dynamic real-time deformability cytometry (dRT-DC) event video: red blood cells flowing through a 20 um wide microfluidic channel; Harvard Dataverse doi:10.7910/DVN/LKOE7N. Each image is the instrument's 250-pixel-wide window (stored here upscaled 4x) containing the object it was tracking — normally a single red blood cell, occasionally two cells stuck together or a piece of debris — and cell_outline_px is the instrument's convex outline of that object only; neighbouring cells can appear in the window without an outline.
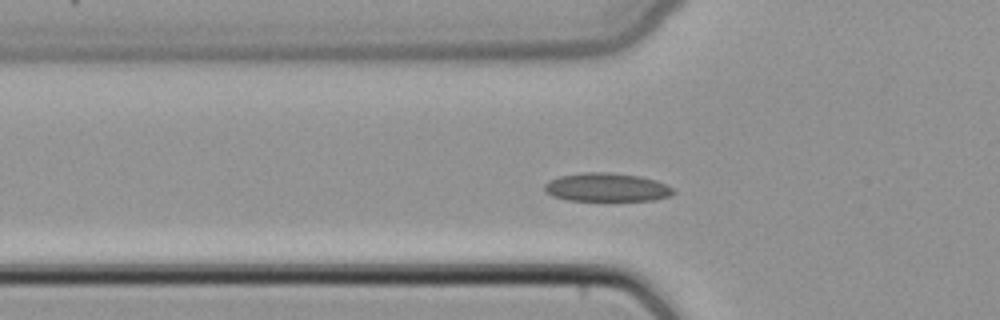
{"species": "common noctule bat (a hibernating species)", "species_latin": "Nyctalus noctula", "temperature_condition": "cold", "stored_images_in_passage": 39, "camera_frame_rate_fps": 3000, "um_per_image_px": 0.085, "animal": {"sex": "female", "body_mass_g": 22.7, "forearm_length_mm": 54.2}, "frame": {"image": 1, "passage_image": 10, "time_ms": 3.0, "image_size_px": [1000, 320], "cell_outline_px": [[676, 192], [672, 196], [656, 200], [568, 200], [552, 196], [544, 188], [544, 184], [548, 180], [560, 176], [580, 172], [608, 172], [640, 176], [656, 180], [672, 188]], "centroid_in_image_um": [51.58, 15.91], "position_along_channel_um": 74.2, "area_um2": 21.44}}
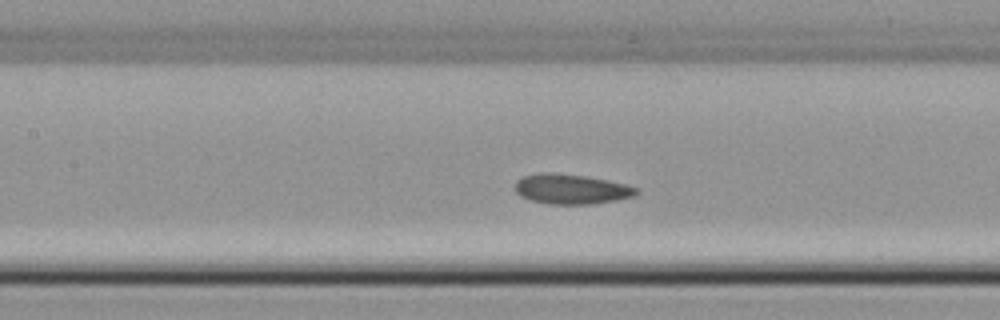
{"frame": {"image": 2, "passage_image": 16, "time_ms": 5.0, "image_size_px": [1000, 320], "cell_outline_px": [[640, 192], [632, 196], [616, 200], [592, 204], [548, 204], [532, 200], [520, 196], [516, 192], [516, 180], [524, 176], [540, 172], [552, 172], [584, 176], [608, 180], [640, 188]], "centroid_in_image_um": [48.56, 16.07], "position_along_channel_um": 158.8, "area_um2": 21.15}}
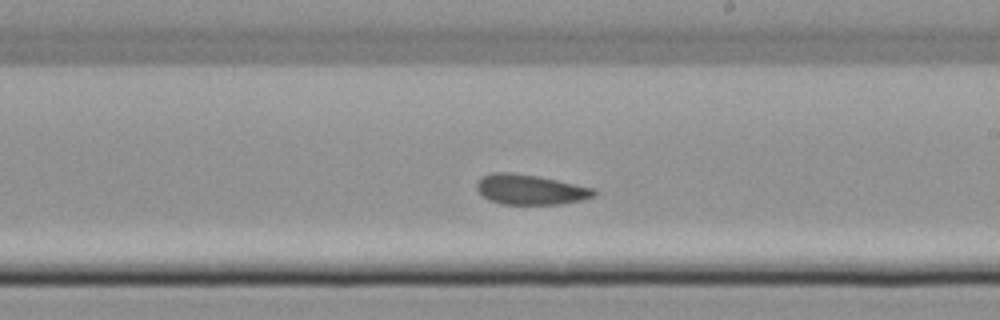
{"frame": {"image": 3, "passage_image": 22, "time_ms": 7.0, "image_size_px": [1000, 320], "cell_outline_px": [[596, 196], [580, 200], [560, 204], [500, 204], [488, 200], [476, 188], [476, 180], [480, 176], [492, 172], [512, 172], [540, 176], [592, 188], [596, 192]], "centroid_in_image_um": [45.01, 16.1], "position_along_channel_um": 244.0, "area_um2": 20.69}}